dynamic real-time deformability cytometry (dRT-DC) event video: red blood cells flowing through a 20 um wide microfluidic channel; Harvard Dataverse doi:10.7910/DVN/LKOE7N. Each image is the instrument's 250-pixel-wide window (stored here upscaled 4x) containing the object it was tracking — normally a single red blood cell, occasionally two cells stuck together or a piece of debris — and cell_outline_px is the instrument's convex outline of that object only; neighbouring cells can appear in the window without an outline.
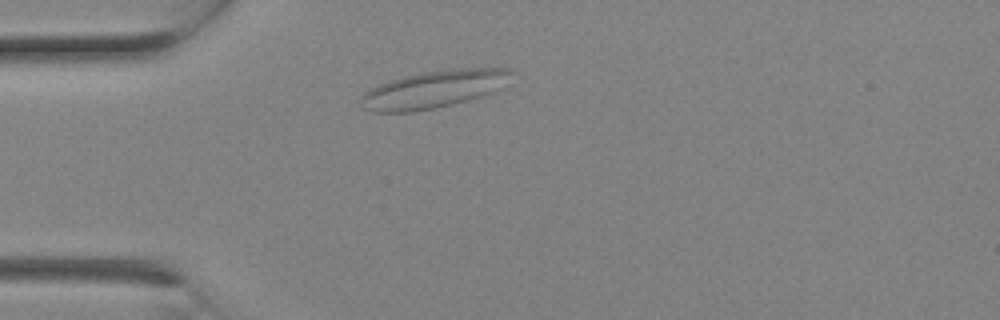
{"species": "Egyptian fruit bat (a non-hibernating species)", "species_latin": "Rousettus aegyptiacus", "temperature_condition": "room temperature", "stored_images_in_passage": 1, "camera_frame_rate_fps": 3000, "um_per_image_px": 0.085, "animal": {"sex": "female"}, "frame": {"image": 1, "passage_image": 1, "time_ms": 0.0, "image_size_px": [1000, 320], "cell_outline_px": [[516, 72], [504, 88], [496, 92], [468, 100], [436, 108], [412, 112], [372, 112], [364, 108], [360, 100], [360, 96], [368, 88], [404, 76], [424, 72], [468, 68], [508, 68]], "centroid_in_image_um": [36.94, 7.59], "position_along_channel_um": 48.1, "area_um2": 33.12}}